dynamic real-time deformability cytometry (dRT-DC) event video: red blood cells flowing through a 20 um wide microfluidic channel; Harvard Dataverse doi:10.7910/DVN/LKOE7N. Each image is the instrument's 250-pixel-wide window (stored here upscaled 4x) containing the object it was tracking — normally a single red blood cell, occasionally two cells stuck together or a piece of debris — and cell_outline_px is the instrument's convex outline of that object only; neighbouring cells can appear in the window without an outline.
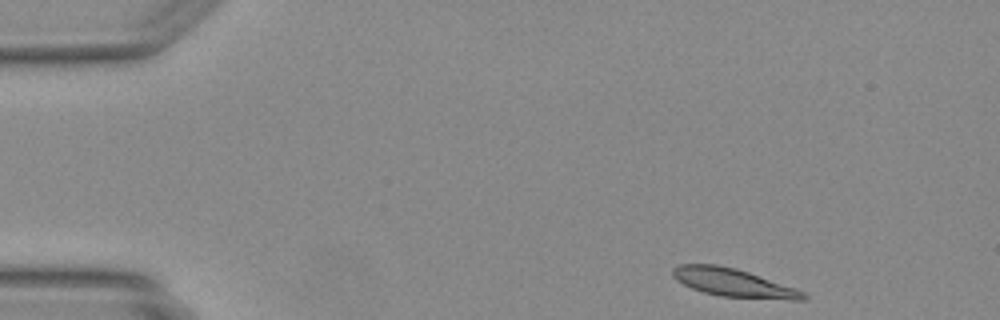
{"species": "Egyptian fruit bat (a non-hibernating species)", "species_latin": "Rousettus aegyptiacus", "temperature_condition": "warm", "stored_images_in_passage": 43, "camera_frame_rate_fps": 3000, "um_per_image_px": 0.085, "animal": {"sex": "female"}, "frame": {"image": 1, "passage_image": 1, "time_ms": 0.0, "image_size_px": [1000, 320], "cell_outline_px": [[808, 296], [804, 300], [788, 300], [720, 296], [704, 292], [692, 288], [676, 280], [672, 276], [672, 268], [680, 264], [716, 264], [736, 268], [748, 272], [804, 292]], "centroid_in_image_um": [62.3, 24.03], "position_along_channel_um": 22.7, "area_um2": 21.21}}
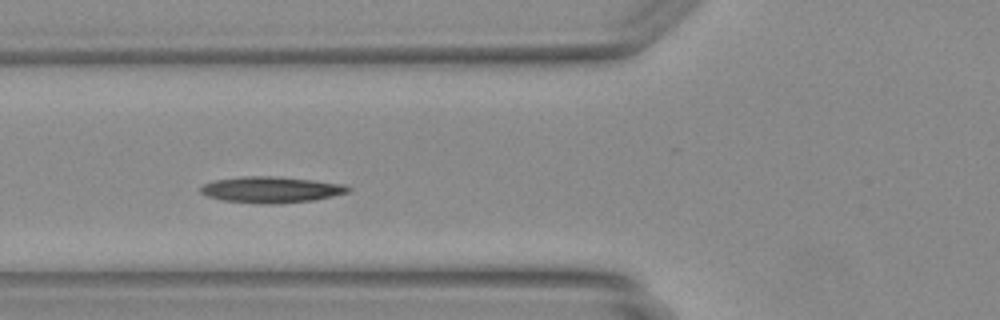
{"frame": {"image": 2, "passage_image": 13, "time_ms": 4.0, "image_size_px": [1000, 320], "cell_outline_px": [[352, 188], [348, 192], [332, 196], [312, 200], [276, 204], [260, 204], [224, 200], [208, 196], [200, 192], [200, 188], [204, 184], [216, 180], [244, 176], [276, 176], [312, 180], [344, 184]], "centroid_in_image_um": [23.06, 16.12], "position_along_channel_um": 102.7, "area_um2": 22.31}}
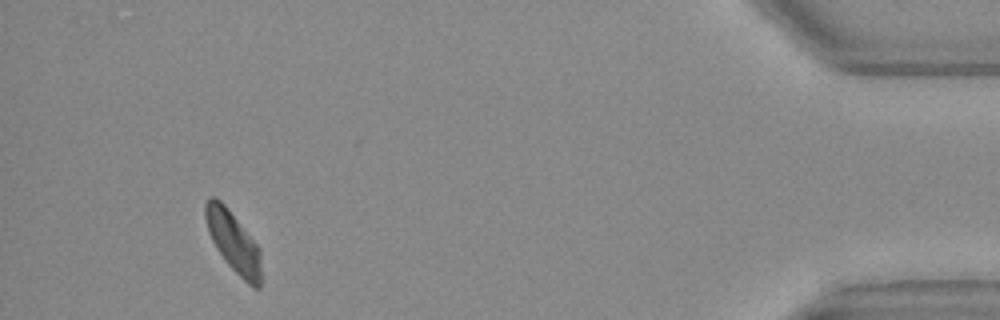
{"frame": {"image": 3, "passage_image": 40, "time_ms": 13.0, "image_size_px": [1000, 320], "cell_outline_px": [[260, 288], [252, 288], [224, 260], [216, 248], [208, 232], [204, 216], [204, 204], [208, 196], [216, 196], [224, 204], [260, 248]], "centroid_in_image_um": [19.8, 20.52], "position_along_channel_um": 415.4, "area_um2": 19.65}}